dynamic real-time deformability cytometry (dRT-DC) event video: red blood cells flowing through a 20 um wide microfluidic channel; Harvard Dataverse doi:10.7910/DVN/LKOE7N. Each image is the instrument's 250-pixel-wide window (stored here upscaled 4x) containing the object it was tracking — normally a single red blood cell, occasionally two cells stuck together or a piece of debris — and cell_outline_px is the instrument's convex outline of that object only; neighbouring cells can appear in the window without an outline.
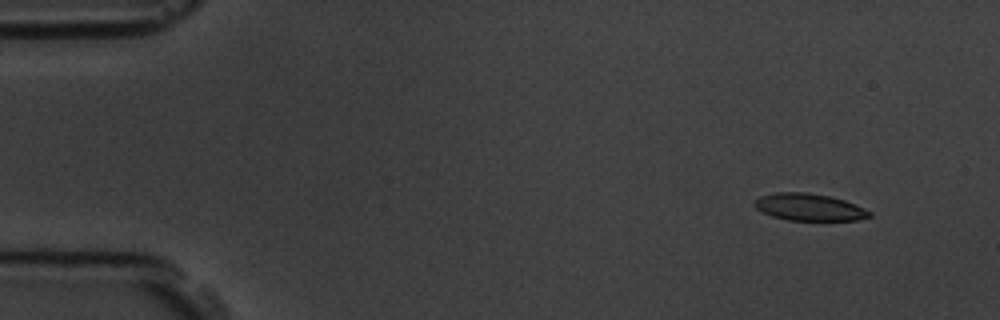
{"species": "common noctule bat (a hibernating species)", "species_latin": "Nyctalus noctula", "temperature_condition": "room temperature", "stored_images_in_passage": 6, "segment_of_instrument_passage": [2, 2], "camera_frame_rate_fps": 3000, "um_per_image_px": 0.085, "animal": {"sex": "male", "body_mass_g": 19.5, "forearm_length_mm": 54.6}, "frame": {"image": 1, "passage_image": 6, "time_ms": 6.667, "image_size_px": [1000, 320], "cell_outline_px": [[872, 216], [856, 220], [788, 220], [772, 216], [756, 208], [752, 204], [760, 196], [776, 192], [808, 192], [828, 196], [844, 200], [864, 208], [872, 212]], "centroid_in_image_um": [68.78, 17.6], "position_along_channel_um": 16.2, "area_um2": 18.03}}